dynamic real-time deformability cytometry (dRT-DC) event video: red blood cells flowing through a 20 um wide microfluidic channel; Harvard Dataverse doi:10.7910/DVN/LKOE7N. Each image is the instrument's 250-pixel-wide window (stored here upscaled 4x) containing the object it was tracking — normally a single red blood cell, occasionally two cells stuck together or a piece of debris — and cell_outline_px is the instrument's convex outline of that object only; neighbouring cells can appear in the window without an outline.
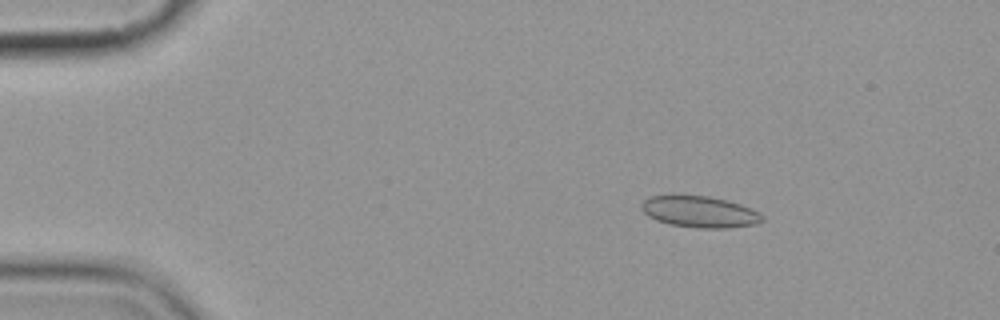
{"species": "common noctule bat (a hibernating species)", "species_latin": "Nyctalus noctula", "temperature_condition": "cold", "stored_images_in_passage": 8, "camera_frame_rate_fps": 3000, "um_per_image_px": 0.085, "animal": {"sex": "female", "body_mass_g": 19.9}, "frame": {"image": 1, "passage_image": 3, "time_ms": 2.667, "image_size_px": [1000, 320], "cell_outline_px": [[764, 220], [756, 224], [728, 228], [700, 228], [668, 224], [656, 220], [648, 216], [640, 208], [640, 204], [648, 196], [672, 192], [708, 196], [728, 200], [740, 204], [760, 212], [764, 216]], "centroid_in_image_um": [59.41, 17.95], "position_along_channel_um": 25.6, "area_um2": 23.0}}
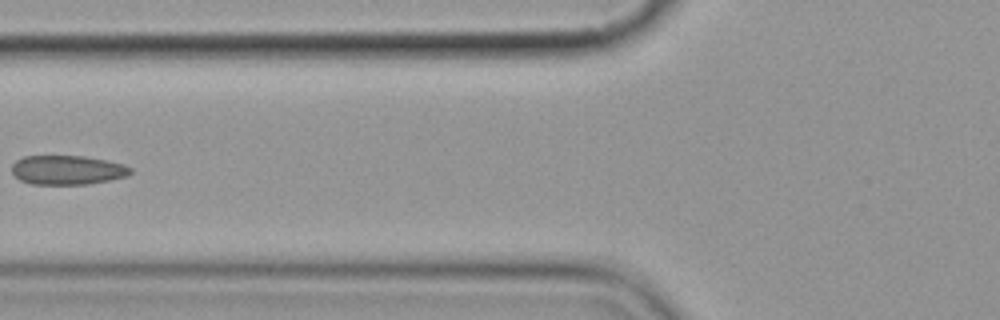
{"frame": {"image": 2, "passage_image": 7, "time_ms": 7.333, "image_size_px": [1000, 320], "cell_outline_px": [[132, 172], [124, 176], [108, 180], [88, 184], [32, 184], [20, 180], [12, 172], [12, 164], [16, 160], [24, 156], [84, 156], [124, 164], [132, 168]], "centroid_in_image_um": [5.7, 14.44], "position_along_channel_um": 120.1, "area_um2": 20.06}}
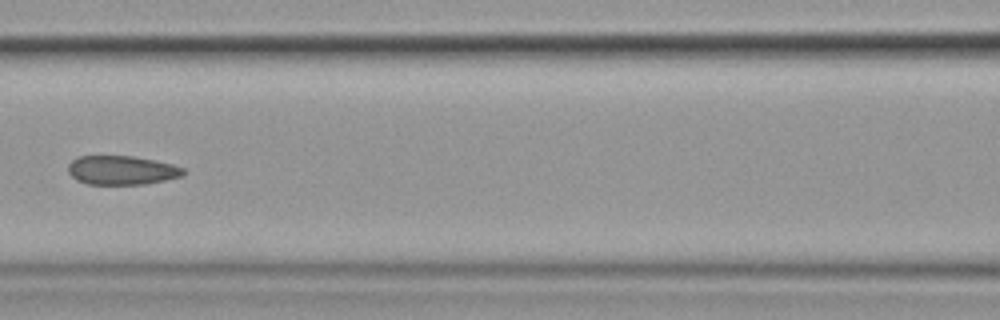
{"frame": {"image": 3, "passage_image": 8, "time_ms": 8.333, "image_size_px": [1000, 320], "cell_outline_px": [[184, 176], [144, 184], [88, 184], [76, 180], [68, 172], [68, 164], [72, 160], [80, 156], [132, 156], [172, 164], [184, 168]], "centroid_in_image_um": [10.33, 14.47], "position_along_channel_um": 156.3, "area_um2": 19.36}}